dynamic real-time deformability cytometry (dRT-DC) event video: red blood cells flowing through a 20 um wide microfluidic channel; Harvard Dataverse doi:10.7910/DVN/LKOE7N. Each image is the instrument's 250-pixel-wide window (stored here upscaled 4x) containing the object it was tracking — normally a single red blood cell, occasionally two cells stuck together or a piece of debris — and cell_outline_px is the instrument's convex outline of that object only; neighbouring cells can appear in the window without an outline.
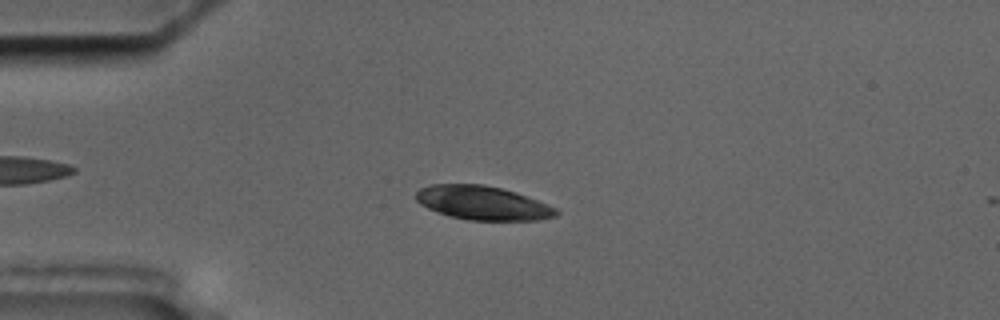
{"species": "common noctule bat (a hibernating species)", "species_latin": "Nyctalus noctula", "temperature_condition": "cold", "stored_images_in_passage": 17, "camera_frame_rate_fps": 3000, "um_per_image_px": 0.085, "animal": {"sex": "male", "body_mass_g": 17.5, "forearm_length_mm": 52.3}, "frame": {"image": 1, "passage_image": 14, "time_ms": 4.333, "image_size_px": [1000, 320], "cell_outline_px": [[560, 212], [556, 216], [540, 220], [468, 220], [448, 216], [436, 212], [420, 204], [416, 200], [416, 192], [420, 188], [428, 184], [484, 184], [516, 192], [556, 208]], "centroid_in_image_um": [41.0, 17.25], "position_along_channel_um": 44.0, "area_um2": 27.74}}